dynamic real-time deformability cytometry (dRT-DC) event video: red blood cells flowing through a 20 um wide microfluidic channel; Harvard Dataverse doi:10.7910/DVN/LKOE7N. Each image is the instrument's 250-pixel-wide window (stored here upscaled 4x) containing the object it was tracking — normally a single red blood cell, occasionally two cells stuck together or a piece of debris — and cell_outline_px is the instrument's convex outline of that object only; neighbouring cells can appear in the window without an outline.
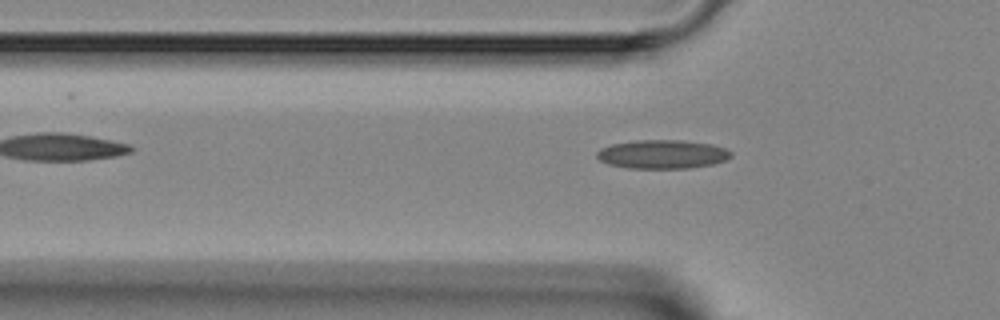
{"species": "Egyptian fruit bat (a non-hibernating species)", "species_latin": "Rousettus aegyptiacus", "temperature_condition": "room temperature", "stored_images_in_passage": 5, "camera_frame_rate_fps": 3000, "um_per_image_px": 0.085, "animal": {"sex": "female"}, "frame": {"image": 1, "passage_image": 4, "time_ms": 3.667, "image_size_px": [1000, 320], "cell_outline_px": [[732, 156], [724, 160], [712, 164], [688, 168], [628, 168], [608, 164], [600, 160], [596, 156], [596, 152], [600, 148], [612, 144], [636, 140], [680, 140], [712, 144], [724, 148], [732, 152]], "centroid_in_image_um": [56.28, 13.11], "position_along_channel_um": 69.5, "area_um2": 22.43}}
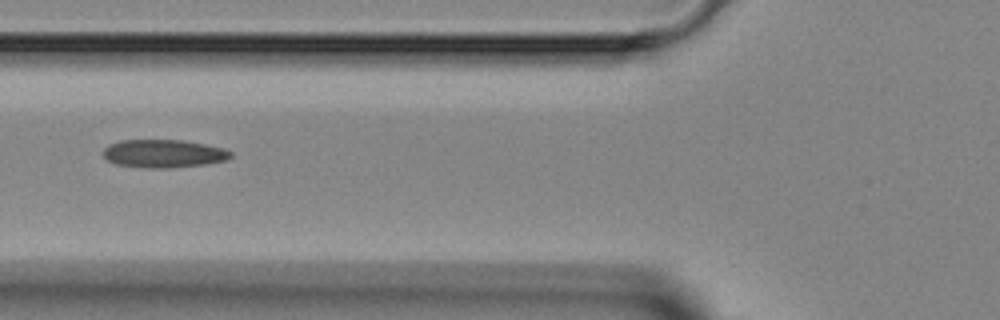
{"frame": {"image": 2, "passage_image": 5, "time_ms": 4.667, "image_size_px": [1000, 320], "cell_outline_px": [[232, 156], [228, 160], [204, 164], [168, 168], [148, 168], [116, 164], [108, 160], [104, 156], [104, 148], [108, 144], [120, 140], [184, 140], [224, 148], [232, 152]], "centroid_in_image_um": [13.92, 13.05], "position_along_channel_um": 111.9, "area_um2": 20.87}}